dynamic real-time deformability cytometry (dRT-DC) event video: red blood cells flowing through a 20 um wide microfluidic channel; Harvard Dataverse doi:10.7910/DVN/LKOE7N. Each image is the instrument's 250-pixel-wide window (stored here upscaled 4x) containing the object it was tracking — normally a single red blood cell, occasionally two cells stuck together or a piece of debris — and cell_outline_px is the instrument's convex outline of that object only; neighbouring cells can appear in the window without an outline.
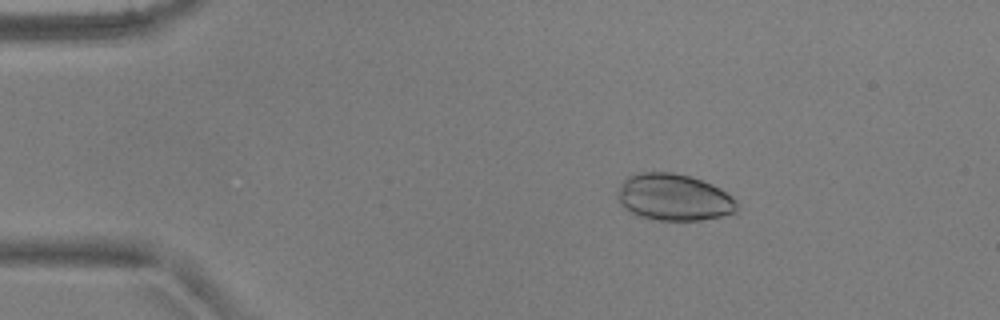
{"species": "common noctule bat (a hibernating species)", "species_latin": "Nyctalus noctula", "temperature_condition": "warm", "stored_images_in_passage": 4, "camera_frame_rate_fps": 3000, "um_per_image_px": 0.085, "animal": {"sex": "male", "body_mass_g": 17.9, "forearm_length_mm": 54.2}, "frame": {"image": 1, "passage_image": 2, "time_ms": 0.333, "image_size_px": [1000, 320], "cell_outline_px": [[736, 212], [720, 216], [700, 220], [660, 220], [640, 216], [624, 208], [620, 204], [616, 196], [616, 192], [620, 184], [628, 176], [640, 172], [672, 172], [688, 176], [712, 184], [720, 188], [732, 196], [736, 200]], "centroid_in_image_um": [57.24, 16.76], "position_along_channel_um": 27.8, "area_um2": 32.43}}